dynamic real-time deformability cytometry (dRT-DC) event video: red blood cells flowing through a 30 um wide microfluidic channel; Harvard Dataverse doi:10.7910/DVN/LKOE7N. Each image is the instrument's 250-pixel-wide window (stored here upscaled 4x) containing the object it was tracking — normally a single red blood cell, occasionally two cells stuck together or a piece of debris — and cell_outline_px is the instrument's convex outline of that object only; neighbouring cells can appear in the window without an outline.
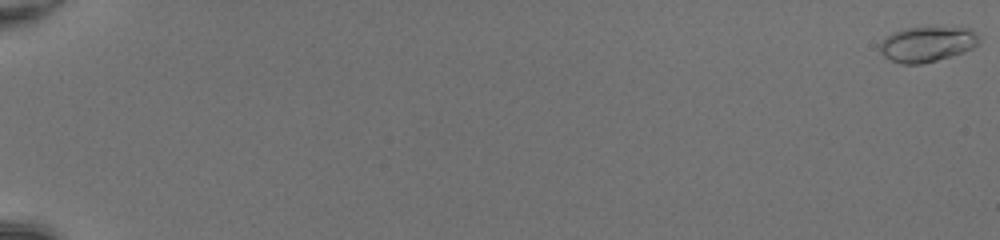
{"species": "common noctule bat (a hibernating species)", "species_latin": "Nyctalus noctula", "temperature_condition": "room temperature", "stored_images_in_passage": 53, "camera_frame_rate_fps": 3000, "um_per_image_px": 0.085, "animal": {"sex": "female", "body_mass_g": 20.0, "forearm_length_mm": 54.0}, "frame": {"image": 1, "passage_image": 1, "time_ms": 0.0, "image_size_px": [1000, 240], "cell_outline_px": [[980, 44], [964, 52], [936, 60], [920, 64], [900, 64], [884, 56], [880, 52], [880, 44], [892, 32], [904, 28], [972, 28], [980, 36]], "centroid_in_image_um": [78.85, 3.75], "position_along_channel_um": 6.2, "area_um2": 20.29}}
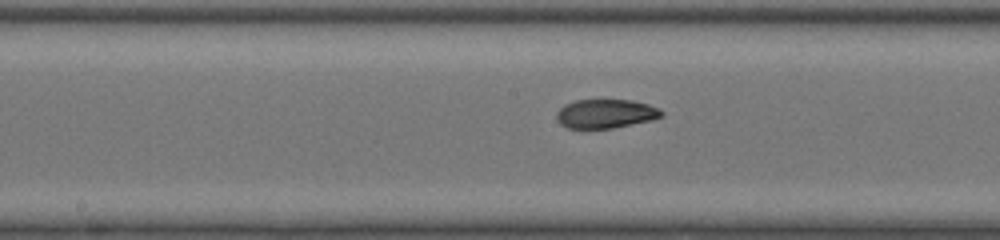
{"frame": {"image": 2, "passage_image": 31, "time_ms": 10.0, "image_size_px": [1000, 240], "cell_outline_px": [[664, 116], [652, 120], [612, 128], [568, 128], [560, 124], [556, 120], [556, 112], [564, 104], [576, 100], [632, 100], [648, 104], [660, 108], [664, 112]], "centroid_in_image_um": [51.49, 9.66], "position_along_channel_um": 196.7, "area_um2": 17.86}}
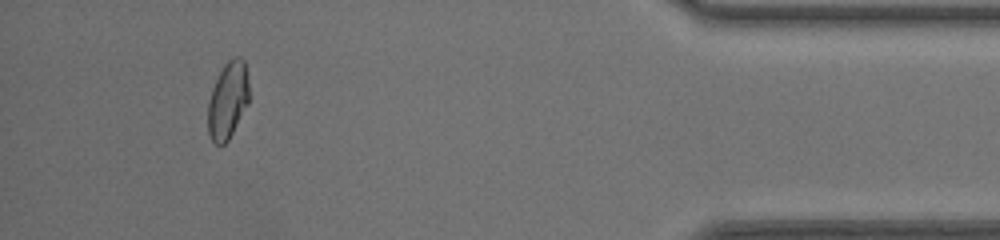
{"frame": {"image": 3, "passage_image": 50, "time_ms": 16.333, "image_size_px": [1000, 240], "cell_outline_px": [[248, 104], [228, 140], [224, 144], [216, 144], [212, 140], [208, 132], [208, 100], [212, 88], [224, 64], [232, 56], [240, 56], [244, 60], [248, 80]], "centroid_in_image_um": [19.36, 8.5], "position_along_channel_um": 415.8, "area_um2": 18.38}, "authors_computed_cell_mechanics": {"area_um2": 18.6116, "velocity_mm_per_s": 4.2149, "shape_relaxation_time_tau1_ms": 9.1256, "shape_relaxation_time_tau2_ms": 1.3517, "deformation_change_tau1": 0.2612, "deformation_change_tau2": 0.0526}}